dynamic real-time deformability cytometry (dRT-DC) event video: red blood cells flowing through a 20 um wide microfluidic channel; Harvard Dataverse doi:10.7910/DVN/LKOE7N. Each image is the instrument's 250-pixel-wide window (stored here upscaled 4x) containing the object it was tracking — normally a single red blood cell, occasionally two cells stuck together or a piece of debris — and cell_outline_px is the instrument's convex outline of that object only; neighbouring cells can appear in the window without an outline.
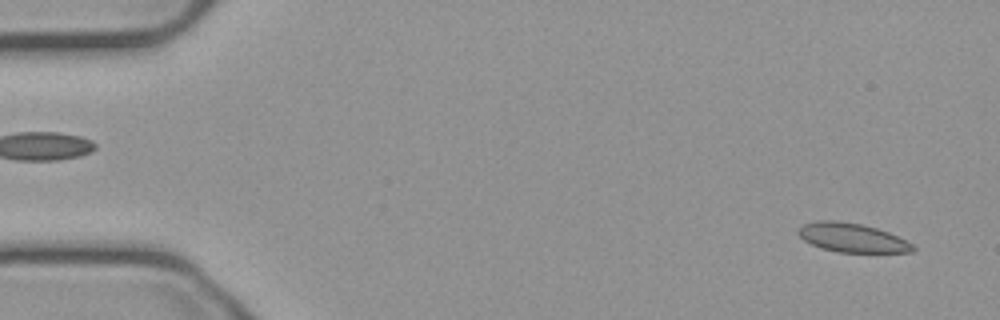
{"species": "common noctule bat (a hibernating species)", "species_latin": "Nyctalus noctula", "temperature_condition": "cold", "stored_images_in_passage": 55, "camera_frame_rate_fps": 3000, "um_per_image_px": 0.085, "animal": {"sex": "male", "body_mass_g": 23.1, "forearm_length_mm": 52.7}, "frame": {"image": 1, "passage_image": 3, "time_ms": 0.667, "image_size_px": [1000, 320], "cell_outline_px": [[916, 248], [912, 252], [836, 252], [820, 248], [804, 240], [796, 232], [796, 228], [800, 224], [816, 220], [840, 220], [860, 224], [876, 228], [888, 232], [912, 244]], "centroid_in_image_um": [72.34, 20.19], "position_along_channel_um": 12.7, "area_um2": 19.48}}
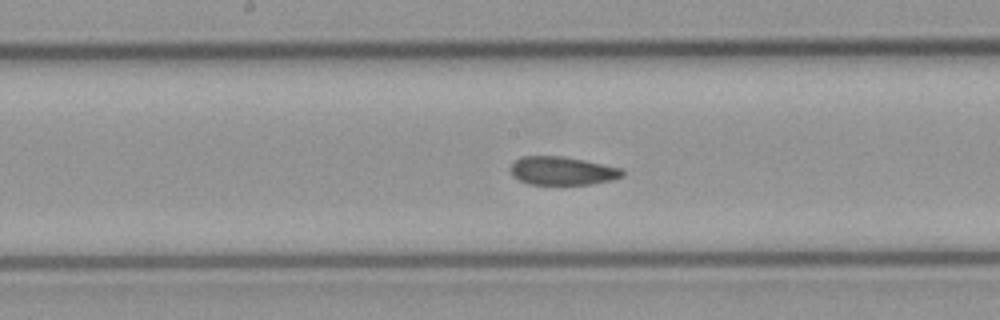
{"frame": {"image": 2, "passage_image": 28, "time_ms": 9.0, "image_size_px": [1000, 320], "cell_outline_px": [[624, 176], [612, 180], [588, 184], [528, 184], [512, 176], [508, 168], [520, 156], [560, 156], [584, 160], [624, 168]], "centroid_in_image_um": [47.79, 14.51], "position_along_channel_um": 200.4, "area_um2": 18.61}}
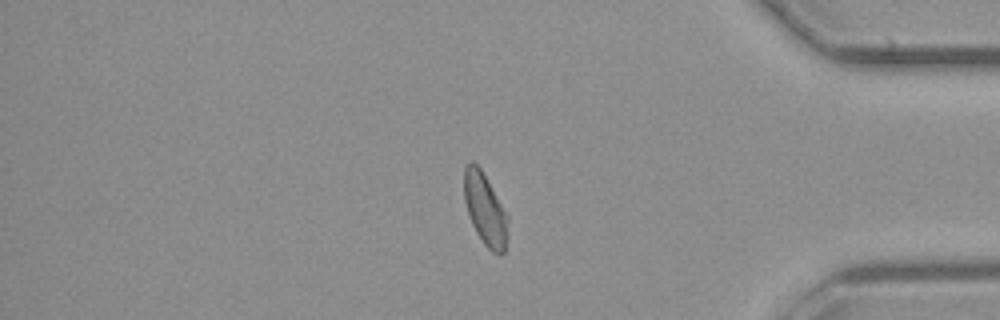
{"frame": {"image": 3, "passage_image": 46, "time_ms": 15.0, "image_size_px": [1000, 320], "cell_outline_px": [[508, 236], [504, 252], [492, 252], [484, 244], [476, 232], [472, 224], [464, 200], [464, 168], [472, 160], [480, 168], [508, 212]], "centroid_in_image_um": [41.26, 17.78], "position_along_channel_um": 393.9, "area_um2": 18.44}, "authors_computed_cell_mechanics": {"area_um2": 19.4786, "velocity_mm_per_s": 3.7288, "shape_relaxation_time_tau1_ms": null, "shape_relaxation_time_tau2_ms": 2.6539, "deformation_change_tau1": null, "deformation_change_tau2": 0.0779}}